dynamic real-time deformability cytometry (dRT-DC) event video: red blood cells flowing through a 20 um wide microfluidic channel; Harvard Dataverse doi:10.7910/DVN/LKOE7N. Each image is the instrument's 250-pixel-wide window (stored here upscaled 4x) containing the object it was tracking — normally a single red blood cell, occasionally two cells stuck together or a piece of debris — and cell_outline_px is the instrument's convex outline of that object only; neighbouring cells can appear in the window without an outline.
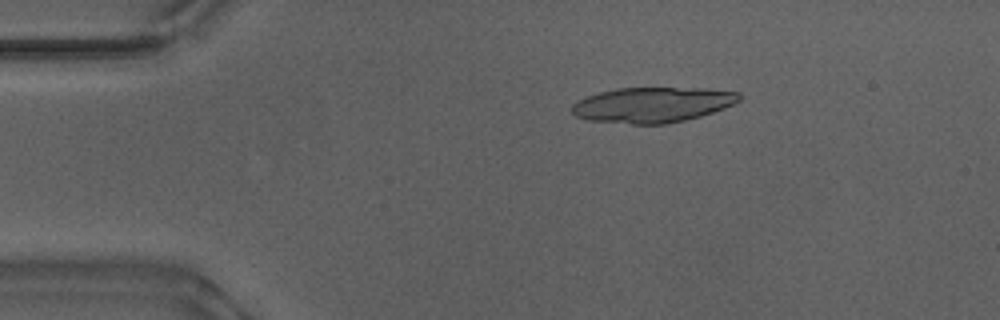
{"species": "Egyptian fruit bat (a non-hibernating species)", "species_latin": "Rousettus aegyptiacus", "temperature_condition": "warm", "stored_images_in_passage": 51, "camera_frame_rate_fps": 3000, "um_per_image_px": 0.085, "animal": {"sex": "male"}, "frame": {"image": 1, "passage_image": 8, "time_ms": 2.333, "image_size_px": [1000, 320], "cell_outline_px": [[740, 100], [724, 108], [700, 116], [668, 124], [632, 124], [588, 120], [576, 116], [572, 112], [572, 104], [588, 96], [600, 92], [616, 88], [708, 88], [740, 92]], "centroid_in_image_um": [55.48, 8.9], "position_along_channel_um": 29.5, "area_um2": 34.33}, "authors_computed_cell_mechanics": {"area_um2": 21.386, "velocity_mm_per_s": 3.8809, "shape_relaxation_time_tau1_ms": 4.4497, "shape_relaxation_time_tau2_ms": 1.4621, "deformation_change_tau1": 0.1833, "deformation_change_tau2": 0.1023}}